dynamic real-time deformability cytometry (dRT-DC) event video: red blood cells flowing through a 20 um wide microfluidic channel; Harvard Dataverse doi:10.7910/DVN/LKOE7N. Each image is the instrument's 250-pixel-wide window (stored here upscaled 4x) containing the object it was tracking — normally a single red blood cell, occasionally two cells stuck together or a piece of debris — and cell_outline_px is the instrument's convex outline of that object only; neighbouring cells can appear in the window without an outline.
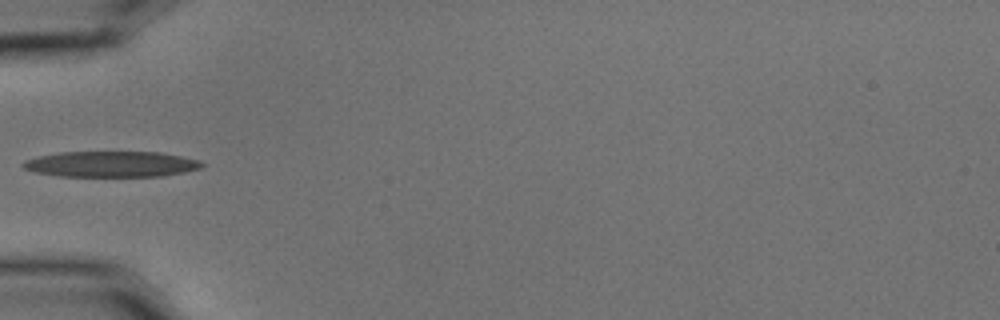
{"species": "common noctule bat (a hibernating species)", "species_latin": "Nyctalus noctula", "temperature_condition": "cold", "stored_images_in_passage": 6, "camera_frame_rate_fps": 3000, "um_per_image_px": 0.085, "animal": {"sex": "male", "body_mass_g": 15.6}, "frame": {"image": 1, "passage_image": 6, "time_ms": 1.667, "image_size_px": [1000, 320], "cell_outline_px": [[204, 164], [200, 168], [184, 172], [164, 176], [60, 176], [36, 172], [24, 168], [20, 164], [24, 160], [40, 156], [60, 152], [160, 152], [200, 160]], "centroid_in_image_um": [9.46, 13.95], "position_along_channel_um": 75.5, "area_um2": 26.76}}